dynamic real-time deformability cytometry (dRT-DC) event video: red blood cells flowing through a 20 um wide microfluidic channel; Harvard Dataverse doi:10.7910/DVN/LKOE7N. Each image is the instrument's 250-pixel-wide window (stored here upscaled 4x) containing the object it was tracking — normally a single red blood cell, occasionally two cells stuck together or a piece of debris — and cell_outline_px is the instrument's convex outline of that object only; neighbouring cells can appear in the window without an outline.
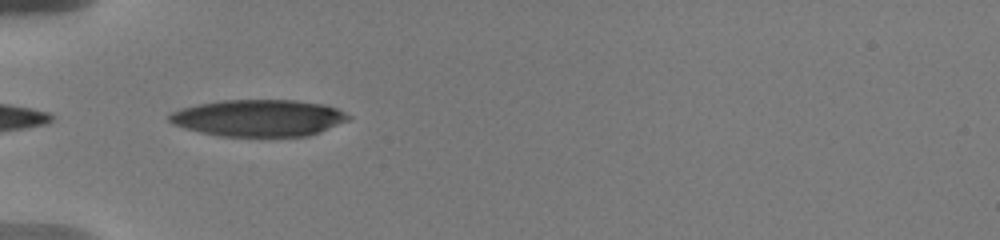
{"species": "human", "species_latin": "Homo sapiens", "temperature_condition": "warm", "stored_images_in_passage": 12, "camera_frame_rate_fps": 3000, "um_per_image_px": 0.085, "donor": {"sex": "male"}, "frame": {"image": 1, "passage_image": 1, "time_ms": 0.0, "image_size_px": [1000, 240], "cell_outline_px": [[352, 116], [348, 120], [320, 132], [308, 136], [220, 136], [200, 132], [184, 128], [172, 124], [168, 120], [168, 116], [172, 112], [180, 108], [220, 100], [296, 100], [324, 104], [336, 108]], "centroid_in_image_um": [21.98, 10.02], "position_along_channel_um": 63.0, "area_um2": 38.44}}
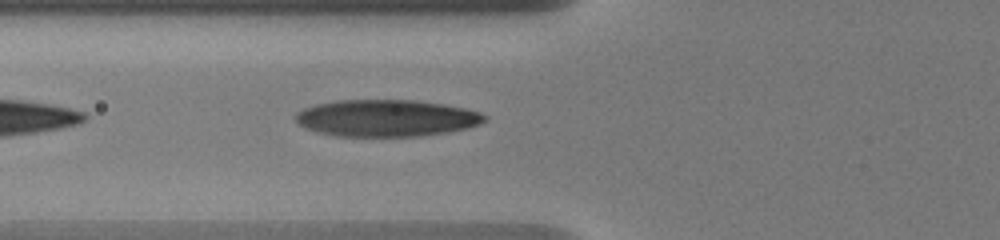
{"frame": {"image": 2, "passage_image": 4, "time_ms": 1.0, "image_size_px": [1000, 240], "cell_outline_px": [[488, 116], [480, 124], [468, 128], [448, 132], [420, 136], [336, 136], [316, 132], [304, 128], [292, 116], [296, 112], [304, 108], [316, 104], [336, 100], [416, 100], [444, 104], [464, 108], [480, 112]], "centroid_in_image_um": [32.82, 10.04], "position_along_channel_um": 93.0, "area_um2": 40.86}}
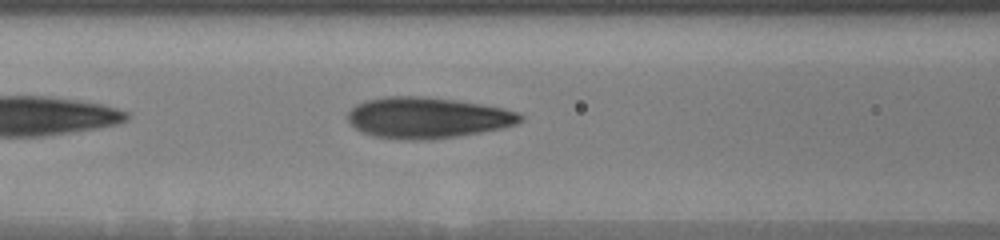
{"frame": {"image": 3, "passage_image": 8, "time_ms": 2.0, "image_size_px": [1000, 240], "cell_outline_px": [[524, 120], [516, 124], [500, 128], [480, 132], [432, 140], [404, 140], [372, 136], [360, 132], [348, 120], [348, 112], [356, 104], [364, 100], [388, 96], [428, 96], [456, 100], [504, 108], [520, 112], [524, 116]], "centroid_in_image_um": [36.33, 10.0], "position_along_channel_um": 130.3, "area_um2": 41.56}}